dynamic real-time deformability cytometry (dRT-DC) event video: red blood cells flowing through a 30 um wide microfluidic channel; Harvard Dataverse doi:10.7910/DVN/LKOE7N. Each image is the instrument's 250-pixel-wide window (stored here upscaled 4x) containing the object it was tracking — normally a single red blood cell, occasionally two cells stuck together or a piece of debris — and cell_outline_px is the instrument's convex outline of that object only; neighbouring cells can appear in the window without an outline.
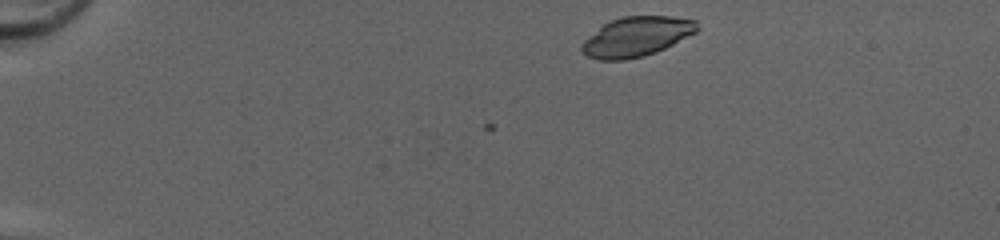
{"species": "common noctule bat (a hibernating species)", "species_latin": "Nyctalus noctula", "temperature_condition": "cold", "stored_images_in_passage": 4, "camera_frame_rate_fps": 3000, "um_per_image_px": 0.085, "animal": {"sex": "female", "body_mass_g": 20.0, "forearm_length_mm": 54.0}, "frame": {"image": 1, "passage_image": 1, "time_ms": 0.0, "image_size_px": [1000, 240], "cell_outline_px": [[700, 28], [696, 32], [656, 52], [644, 56], [624, 60], [596, 60], [580, 52], [580, 44], [584, 40], [604, 24], [620, 16], [672, 16], [696, 20]], "centroid_in_image_um": [54.09, 3.12], "position_along_channel_um": 30.9, "area_um2": 26.7}}